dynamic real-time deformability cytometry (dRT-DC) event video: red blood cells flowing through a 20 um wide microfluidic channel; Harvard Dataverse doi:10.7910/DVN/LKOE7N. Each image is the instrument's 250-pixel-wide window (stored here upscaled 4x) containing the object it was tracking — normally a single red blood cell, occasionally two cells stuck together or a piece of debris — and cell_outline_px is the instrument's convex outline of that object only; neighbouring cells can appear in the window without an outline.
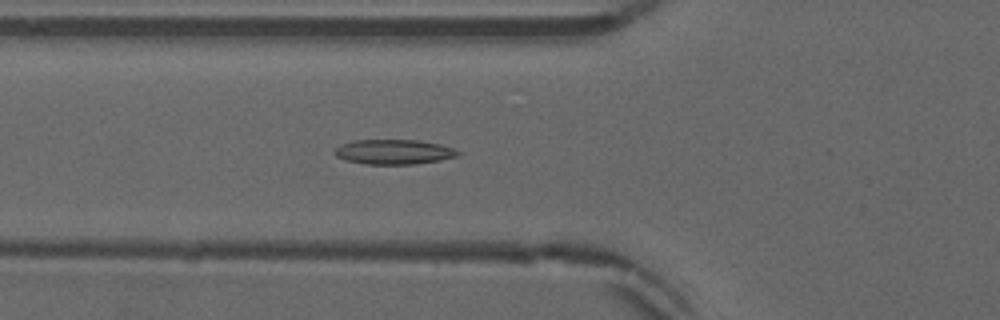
{"species": "common noctule bat (a hibernating species)", "species_latin": "Nyctalus noctula", "temperature_condition": "warm", "stored_images_in_passage": 53, "camera_frame_rate_fps": 3000, "um_per_image_px": 0.085, "animal": {"sex": "male", "forearm_length_mm": 52.5}, "frame": {"image": 1, "passage_image": 20, "time_ms": 6.333, "image_size_px": [1000, 320], "cell_outline_px": [[464, 152], [460, 156], [440, 160], [416, 164], [364, 164], [348, 160], [336, 156], [332, 152], [336, 148], [344, 144], [356, 140], [416, 140], [440, 144], [456, 148]], "centroid_in_image_um": [33.58, 12.91], "position_along_channel_um": 92.2, "area_um2": 17.92}}
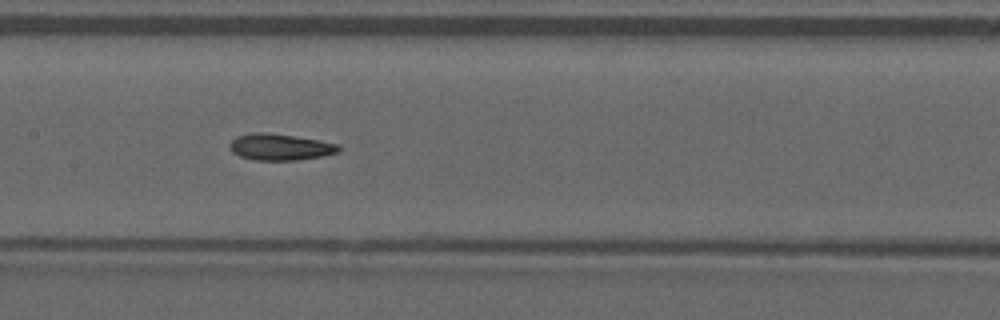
{"frame": {"image": 2, "passage_image": 27, "time_ms": 8.667, "image_size_px": [1000, 320], "cell_outline_px": [[340, 152], [324, 156], [296, 160], [256, 160], [240, 156], [232, 152], [228, 148], [228, 144], [236, 136], [252, 132], [264, 132], [296, 136], [340, 144]], "centroid_in_image_um": [23.8, 12.49], "position_along_channel_um": 183.6, "area_um2": 16.99}}
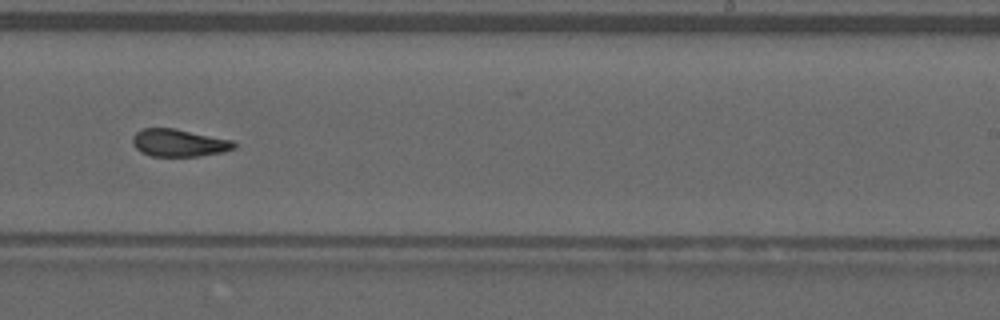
{"frame": {"image": 3, "passage_image": 34, "time_ms": 11.0, "image_size_px": [1000, 320], "cell_outline_px": [[236, 148], [224, 152], [196, 156], [152, 156], [140, 152], [132, 144], [132, 136], [140, 128], [172, 128], [232, 140], [236, 144]], "centroid_in_image_um": [15.17, 12.14], "position_along_channel_um": 273.8, "area_um2": 16.24}, "authors_computed_cell_mechanics": {"area_um2": 16.9354, "velocity_mm_per_s": 3.8921, "shape_relaxation_time_tau1_ms": null, "shape_relaxation_time_tau2_ms": 2.9315, "deformation_change_tau1": null, "deformation_change_tau2": 0.0961}}